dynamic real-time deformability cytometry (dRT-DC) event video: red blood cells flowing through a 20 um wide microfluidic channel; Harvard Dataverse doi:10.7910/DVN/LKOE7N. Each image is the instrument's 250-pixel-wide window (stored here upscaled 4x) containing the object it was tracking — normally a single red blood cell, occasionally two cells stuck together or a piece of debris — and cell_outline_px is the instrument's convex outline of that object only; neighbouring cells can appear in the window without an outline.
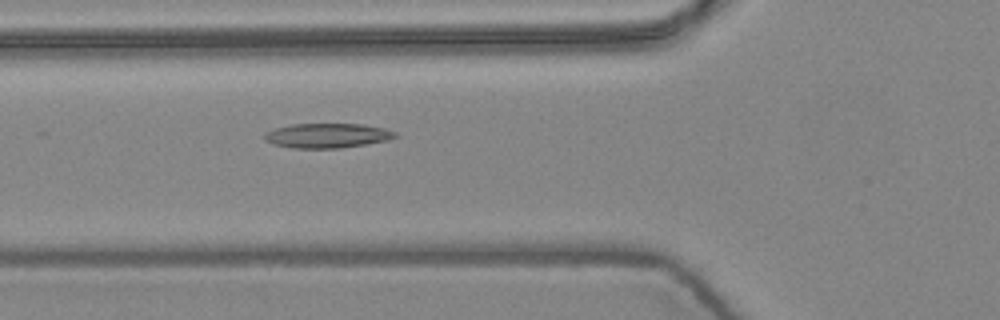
{"species": "common noctule bat (a hibernating species)", "species_latin": "Nyctalus noctula", "temperature_condition": "warm", "stored_images_in_passage": 6, "camera_frame_rate_fps": 3000, "um_per_image_px": 0.085, "animal": {"sex": "female", "body_mass_g": 24.6, "forearm_length_mm": 56.2}, "frame": {"image": 1, "passage_image": 6, "time_ms": 1.667, "image_size_px": [1000, 320], "cell_outline_px": [[396, 136], [388, 140], [340, 148], [292, 148], [272, 144], [264, 140], [264, 136], [268, 132], [276, 128], [292, 124], [364, 124], [384, 128], [396, 132]], "centroid_in_image_um": [27.81, 11.52], "position_along_channel_um": 98.0, "area_um2": 18.61}}